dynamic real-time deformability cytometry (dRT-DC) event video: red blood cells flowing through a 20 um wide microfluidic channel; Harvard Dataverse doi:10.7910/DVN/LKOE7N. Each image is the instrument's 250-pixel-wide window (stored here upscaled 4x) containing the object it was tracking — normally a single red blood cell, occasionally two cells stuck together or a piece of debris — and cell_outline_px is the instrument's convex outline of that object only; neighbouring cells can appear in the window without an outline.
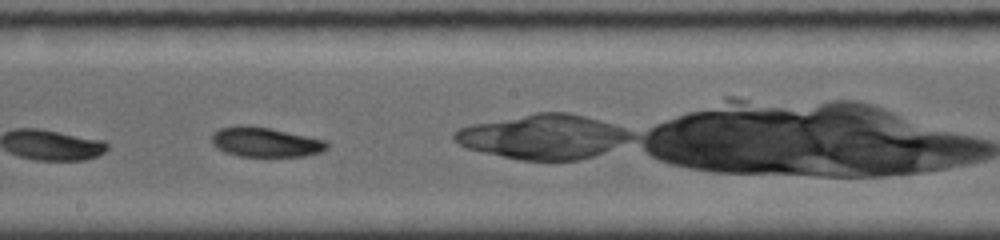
{"species": "common noctule bat (a hibernating species)", "species_latin": "Nyctalus noctula", "temperature_condition": "room temperature", "stored_images_in_passage": 26, "camera_frame_rate_fps": 4000, "um_per_image_px": 0.085, "animal": {"sex": "female", "body_mass_g": 19.0, "forearm_length_mm": 56.7}, "frame": {"image": 1, "passage_image": 12, "time_ms": 5.0, "image_size_px": [1000, 240], "cell_outline_px": [[328, 148], [320, 152], [304, 156], [240, 156], [224, 152], [216, 148], [212, 144], [212, 132], [220, 128], [236, 124], [248, 124], [328, 140]], "centroid_in_image_um": [22.52, 12.06], "position_along_channel_um": 225.7, "area_um2": 20.17}}